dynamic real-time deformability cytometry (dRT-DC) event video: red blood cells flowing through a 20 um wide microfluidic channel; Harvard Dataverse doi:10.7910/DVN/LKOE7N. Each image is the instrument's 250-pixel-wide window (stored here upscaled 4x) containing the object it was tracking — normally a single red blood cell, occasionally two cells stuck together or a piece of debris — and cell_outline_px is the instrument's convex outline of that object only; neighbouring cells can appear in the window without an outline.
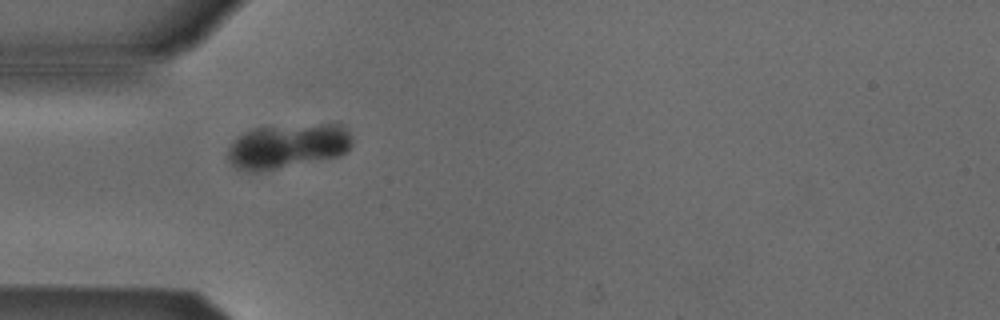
{"species": "Egyptian fruit bat (a non-hibernating species)", "species_latin": "Rousettus aegyptiacus", "temperature_condition": "cold", "stored_images_in_passage": 4, "camera_frame_rate_fps": 3000, "um_per_image_px": 0.085, "animal": {"sex": "male"}, "frame": {"image": 1, "passage_image": 1, "time_ms": 0.0, "image_size_px": [1000, 320], "cell_outline_px": [[352, 144], [340, 156], [256, 172], [248, 172], [236, 168], [228, 160], [228, 148], [236, 136], [252, 128], [320, 124], [340, 124], [352, 136]], "centroid_in_image_um": [24.41, 12.42], "position_along_channel_um": 60.6, "area_um2": 32.14}}
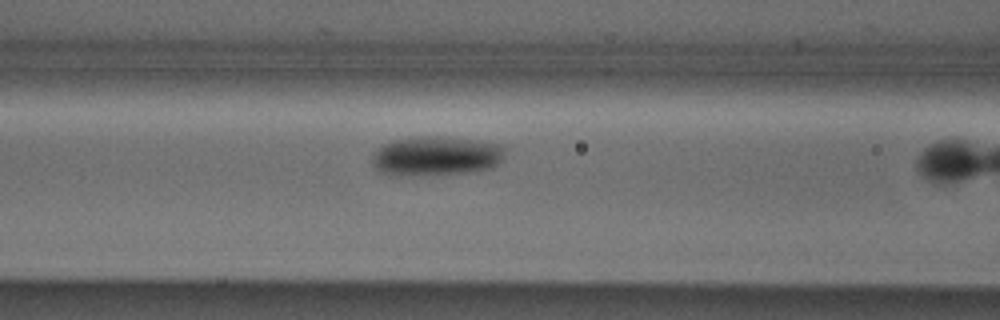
{"frame": {"image": 2, "passage_image": 3, "time_ms": 0.667, "image_size_px": [1000, 320], "cell_outline_px": [[504, 156], [492, 168], [468, 172], [396, 176], [380, 172], [372, 164], [372, 152], [376, 148], [392, 140], [420, 136], [448, 136], [504, 144]], "centroid_in_image_um": [37.04, 13.24], "position_along_channel_um": 129.6, "area_um2": 30.81}}